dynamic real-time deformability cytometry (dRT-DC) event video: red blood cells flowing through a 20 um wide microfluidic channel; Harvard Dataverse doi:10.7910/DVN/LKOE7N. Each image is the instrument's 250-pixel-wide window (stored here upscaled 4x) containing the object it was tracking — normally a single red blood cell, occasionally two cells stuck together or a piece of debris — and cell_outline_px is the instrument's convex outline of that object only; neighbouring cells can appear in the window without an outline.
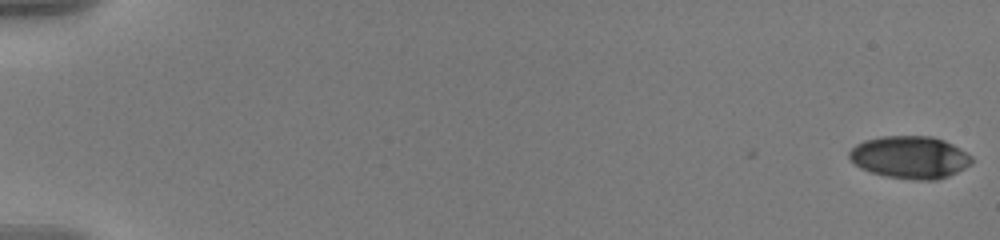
{"species": "human", "species_latin": "Homo sapiens", "temperature_condition": "warm", "stored_images_in_passage": 58, "camera_frame_rate_fps": 3000, "um_per_image_px": 0.085, "donor": {"sex": "male"}, "frame": {"image": 1, "passage_image": 1, "time_ms": 0.0, "image_size_px": [1000, 240], "cell_outline_px": [[972, 164], [948, 176], [936, 180], [916, 180], [888, 176], [872, 172], [860, 168], [848, 156], [848, 152], [856, 144], [864, 140], [880, 136], [932, 136], [944, 140], [960, 148], [972, 156]], "centroid_in_image_um": [77.35, 13.36], "position_along_channel_um": 7.6, "area_um2": 30.23}}
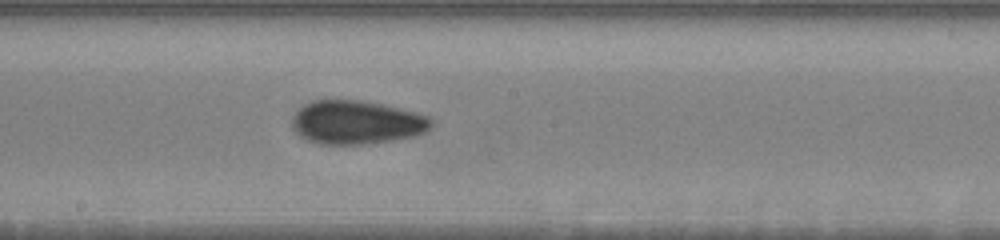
{"frame": {"image": 2, "passage_image": 34, "time_ms": 11.0, "image_size_px": [1000, 240], "cell_outline_px": [[432, 124], [428, 132], [416, 136], [392, 140], [360, 144], [320, 144], [308, 140], [300, 136], [292, 128], [292, 116], [304, 104], [312, 100], [360, 100], [384, 104], [416, 112], [428, 116], [432, 120]], "centroid_in_image_um": [30.32, 10.39], "position_along_channel_um": 217.9, "area_um2": 35.55}}
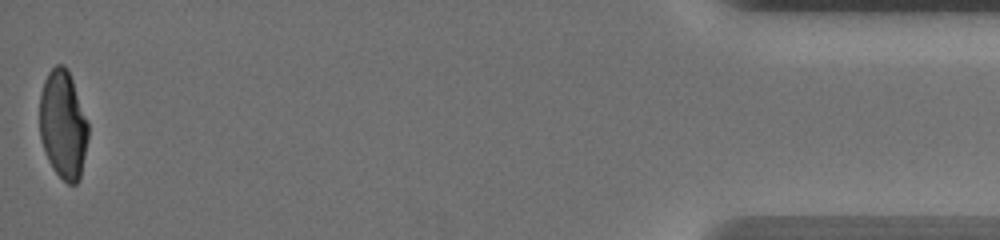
{"frame": {"image": 3, "passage_image": 58, "time_ms": 19.0, "image_size_px": [1000, 240], "cell_outline_px": [[88, 136], [80, 180], [76, 184], [68, 184], [52, 168], [48, 160], [40, 136], [40, 92], [44, 80], [48, 72], [56, 64], [64, 64], [68, 68], [88, 120]], "centroid_in_image_um": [5.37, 10.57], "position_along_channel_um": 429.8, "area_um2": 30.87}, "authors_computed_cell_mechanics": {"area_um2": 32.5992, "velocity_mm_per_s": 3.6162, "shape_relaxation_time_tau1_ms": 7.9451, "shape_relaxation_time_tau2_ms": 1.5907, "deformation_change_tau1": 0.2211, "deformation_change_tau2": 0.0718}}